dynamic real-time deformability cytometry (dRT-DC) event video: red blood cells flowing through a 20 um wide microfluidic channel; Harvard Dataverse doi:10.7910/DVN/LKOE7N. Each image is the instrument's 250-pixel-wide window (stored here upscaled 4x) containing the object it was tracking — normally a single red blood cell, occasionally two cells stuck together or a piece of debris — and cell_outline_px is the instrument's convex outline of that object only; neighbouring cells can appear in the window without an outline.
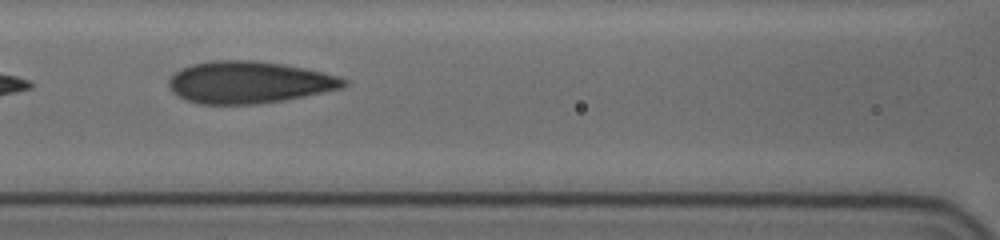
{"species": "human", "species_latin": "Homo sapiens", "temperature_condition": "cold", "stored_images_in_passage": 21, "camera_frame_rate_fps": 3000, "um_per_image_px": 0.085, "donor": {"sex": "female"}, "frame": {"image": 1, "passage_image": 13, "time_ms": 4.0, "image_size_px": [1000, 240], "cell_outline_px": [[348, 84], [340, 88], [304, 96], [284, 100], [256, 104], [196, 104], [172, 92], [168, 88], [168, 80], [176, 72], [192, 64], [212, 60], [252, 60], [280, 64], [320, 72], [336, 76], [348, 80]], "centroid_in_image_um": [21.11, 7.0], "position_along_channel_um": 145.5, "area_um2": 42.31}}
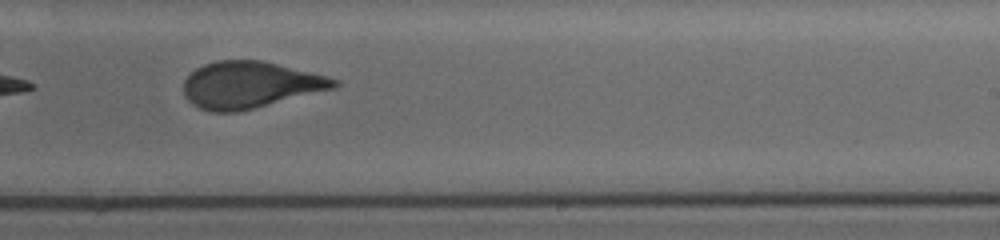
{"frame": {"image": 2, "passage_image": 16, "time_ms": 5.0, "image_size_px": [1000, 240], "cell_outline_px": [[340, 84], [332, 88], [236, 112], [212, 112], [200, 108], [192, 104], [184, 96], [184, 80], [196, 68], [204, 64], [216, 60], [264, 60], [340, 80]], "centroid_in_image_um": [21.19, 7.2], "position_along_channel_um": 267.8, "area_um2": 40.34}}
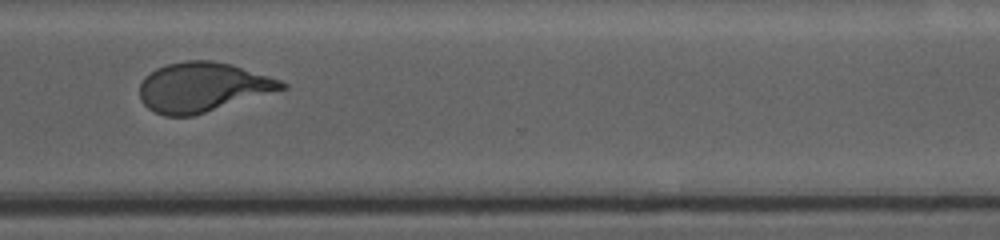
{"frame": {"image": 3, "passage_image": 18, "time_ms": 5.667, "image_size_px": [1000, 240], "cell_outline_px": [[288, 88], [192, 116], [164, 116], [148, 108], [140, 100], [140, 84], [144, 76], [156, 68], [168, 64], [184, 60], [212, 60], [232, 64], [280, 80], [288, 84]], "centroid_in_image_um": [17.2, 7.4], "position_along_channel_um": 353.4, "area_um2": 40.92}}